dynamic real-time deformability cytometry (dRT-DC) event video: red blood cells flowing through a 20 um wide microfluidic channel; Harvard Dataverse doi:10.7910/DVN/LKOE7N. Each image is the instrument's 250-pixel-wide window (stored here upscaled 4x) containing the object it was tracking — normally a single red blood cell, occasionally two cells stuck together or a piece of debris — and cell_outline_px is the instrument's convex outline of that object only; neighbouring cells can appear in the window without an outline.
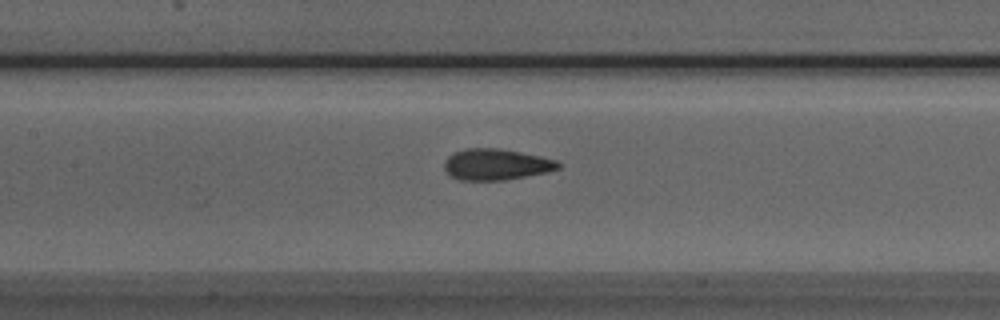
{"species": "Egyptian fruit bat (a non-hibernating species)", "species_latin": "Rousettus aegyptiacus", "temperature_condition": "room temperature", "stored_images_in_passage": 44, "camera_frame_rate_fps": 3000, "um_per_image_px": 0.085, "animal": {"sex": "male"}, "frame": {"image": 1, "passage_image": 17, "time_ms": 5.333, "image_size_px": [1000, 320], "cell_outline_px": [[560, 168], [548, 172], [504, 180], [460, 180], [452, 176], [444, 168], [444, 160], [452, 152], [468, 148], [496, 148], [520, 152], [540, 156], [556, 160], [560, 164]], "centroid_in_image_um": [42.16, 13.97], "position_along_channel_um": 165.2, "area_um2": 20.63}}
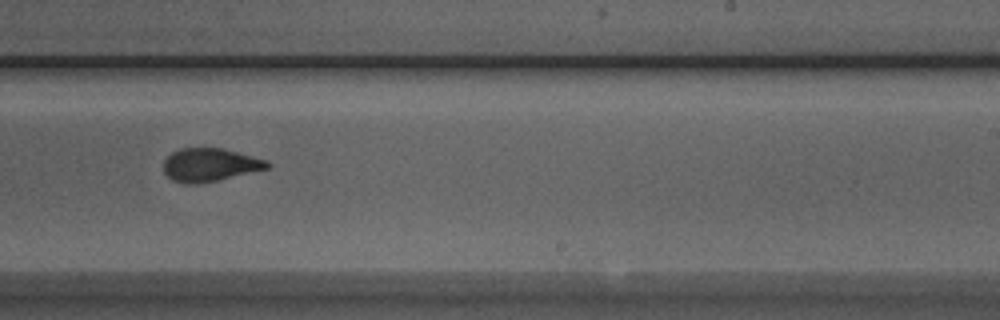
{"frame": {"image": 2, "passage_image": 25, "time_ms": 8.0, "image_size_px": [1000, 320], "cell_outline_px": [[272, 164], [268, 168], [216, 180], [196, 184], [184, 184], [172, 180], [164, 172], [164, 160], [172, 152], [180, 148], [220, 148], [268, 160]], "centroid_in_image_um": [17.81, 14.01], "position_along_channel_um": 271.2, "area_um2": 19.83}}
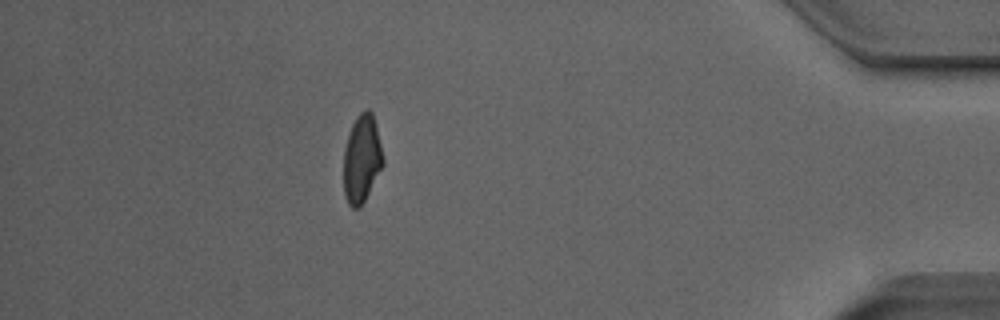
{"frame": {"image": 3, "passage_image": 39, "time_ms": 12.667, "image_size_px": [1000, 320], "cell_outline_px": [[384, 164], [360, 208], [352, 208], [348, 204], [344, 196], [344, 148], [348, 132], [356, 116], [360, 112], [368, 108], [372, 112], [384, 160]], "centroid_in_image_um": [30.73, 13.5], "position_along_channel_um": 404.5, "area_um2": 20.17}, "authors_computed_cell_mechanics": {"area_um2": 20.4901, "velocity_mm_per_s": 3.9877, "shape_relaxation_time_tau1_ms": 5.1039, "shape_relaxation_time_tau2_ms": 1.2879, "deformation_change_tau1": 0.1659, "deformation_change_tau2": 0.063}}